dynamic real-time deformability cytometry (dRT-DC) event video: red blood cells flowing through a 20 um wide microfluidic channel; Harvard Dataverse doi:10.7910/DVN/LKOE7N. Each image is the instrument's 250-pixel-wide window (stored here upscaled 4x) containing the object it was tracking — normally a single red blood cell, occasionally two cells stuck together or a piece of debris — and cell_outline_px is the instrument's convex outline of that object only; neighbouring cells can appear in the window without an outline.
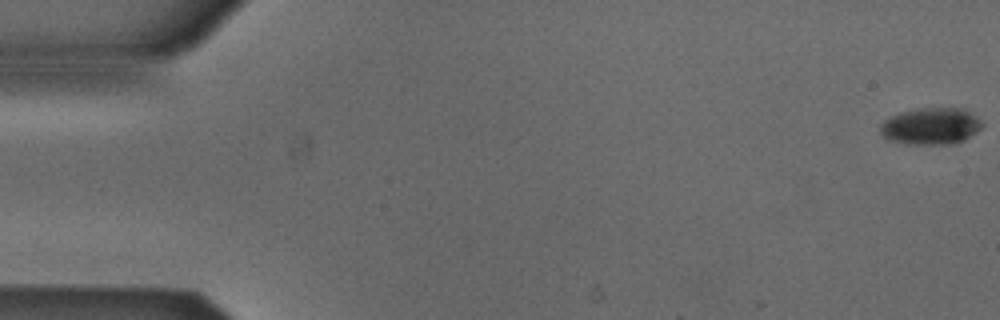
{"species": "Egyptian fruit bat (a non-hibernating species)", "species_latin": "Rousettus aegyptiacus", "temperature_condition": "cold", "stored_images_in_passage": 49, "camera_frame_rate_fps": 3000, "um_per_image_px": 0.085, "animal": {"sex": "male"}, "frame": {"image": 1, "passage_image": 1, "time_ms": 0.0, "image_size_px": [1000, 320], "cell_outline_px": [[984, 124], [976, 132], [964, 140], [952, 144], [912, 144], [892, 140], [884, 136], [880, 132], [880, 128], [884, 120], [892, 116], [904, 112], [920, 108], [964, 108], [980, 120]], "centroid_in_image_um": [79.16, 10.72], "position_along_channel_um": 5.8, "area_um2": 21.44}}
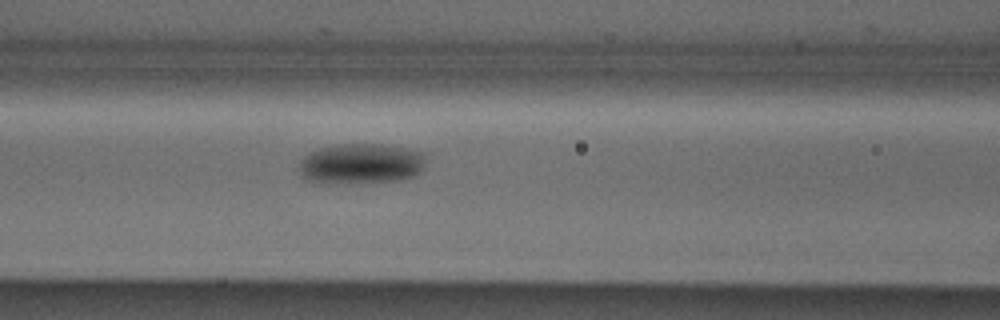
{"frame": {"image": 2, "passage_image": 23, "time_ms": 7.333, "image_size_px": [1000, 320], "cell_outline_px": [[424, 160], [420, 172], [416, 176], [400, 180], [356, 184], [320, 184], [304, 180], [300, 176], [300, 160], [304, 156], [320, 148], [340, 144], [380, 144], [424, 152]], "centroid_in_image_um": [30.63, 13.96], "position_along_channel_um": 136.0, "area_um2": 30.4}}
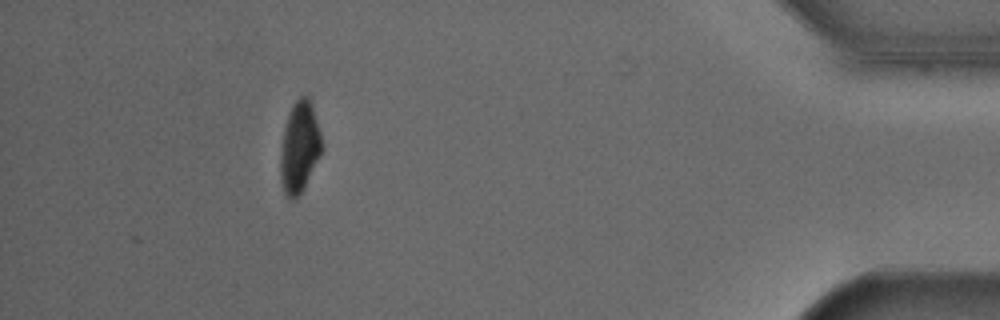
{"frame": {"image": 3, "passage_image": 49, "time_ms": 16.0, "image_size_px": [1000, 320], "cell_outline_px": [[320, 152], [304, 188], [296, 200], [288, 200], [284, 192], [280, 180], [280, 148], [284, 128], [288, 112], [292, 104], [300, 96], [308, 96], [320, 132]], "centroid_in_image_um": [25.39, 12.55], "position_along_channel_um": 409.8, "area_um2": 21.68}, "authors_computed_cell_mechanics": {"area_um2": 25.432, "velocity_mm_per_s": 3.8657, "shape_relaxation_time_tau1_ms": 1.9914, "shape_relaxation_time_tau2_ms": null, "deformation_change_tau1": 0.117, "deformation_change_tau2": null}}